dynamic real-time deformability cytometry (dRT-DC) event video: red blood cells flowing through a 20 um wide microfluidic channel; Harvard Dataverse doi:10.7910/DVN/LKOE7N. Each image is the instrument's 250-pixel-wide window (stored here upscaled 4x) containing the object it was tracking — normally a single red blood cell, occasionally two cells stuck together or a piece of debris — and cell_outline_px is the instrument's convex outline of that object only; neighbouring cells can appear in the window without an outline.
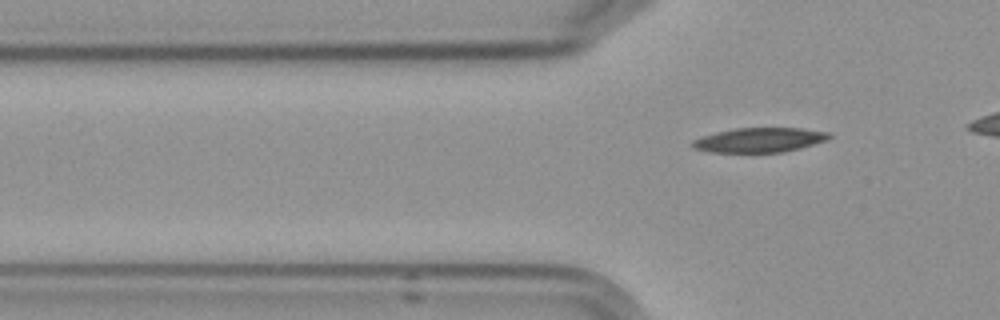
{"species": "Egyptian fruit bat (a non-hibernating species)", "species_latin": "Rousettus aegyptiacus", "temperature_condition": "cold", "stored_images_in_passage": 7, "segment_of_instrument_passage": [2, 2], "camera_frame_rate_fps": 3000, "um_per_image_px": 0.085, "frame": {"image": 1, "passage_image": 7, "time_ms": 7.0, "image_size_px": [1000, 320], "cell_outline_px": [[832, 136], [828, 140], [800, 148], [784, 152], [712, 152], [692, 148], [688, 144], [692, 140], [700, 136], [716, 132], [736, 128], [800, 128], [828, 132]], "centroid_in_image_um": [64.51, 11.9], "position_along_channel_um": 61.3, "area_um2": 19.71}}